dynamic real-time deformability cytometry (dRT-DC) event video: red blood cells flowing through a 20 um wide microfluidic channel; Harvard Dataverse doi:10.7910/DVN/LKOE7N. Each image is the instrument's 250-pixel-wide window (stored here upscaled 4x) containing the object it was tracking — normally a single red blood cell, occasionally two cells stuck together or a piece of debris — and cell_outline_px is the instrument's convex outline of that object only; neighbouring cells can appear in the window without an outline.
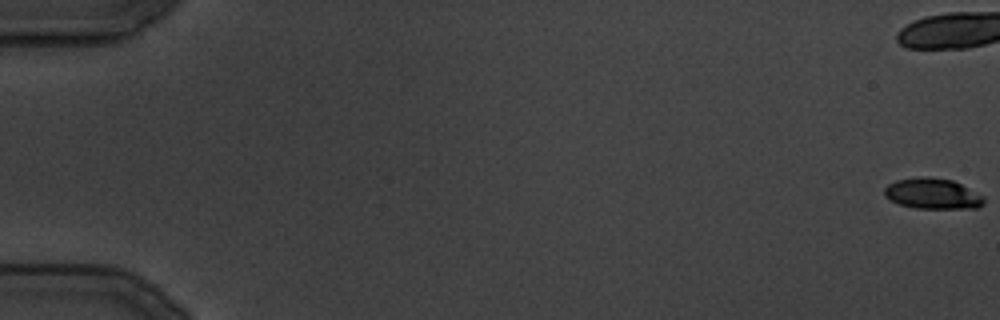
{"species": "common noctule bat (a hibernating species)", "species_latin": "Nyctalus noctula", "temperature_condition": "cold", "stored_images_in_passage": 104, "camera_frame_rate_fps": 3000, "um_per_image_px": 0.085, "animal": {"sex": "male", "body_mass_g": 19.5, "forearm_length_mm": 54.6}, "frame": {"image": 1, "passage_image": 1, "time_ms": 0.0, "image_size_px": [1000, 320], "cell_outline_px": [[984, 204], [976, 208], [916, 208], [900, 204], [884, 196], [884, 188], [888, 184], [896, 180], [920, 176], [928, 176], [952, 180], [984, 196]], "centroid_in_image_um": [79.26, 16.45], "position_along_channel_um": 5.7, "area_um2": 17.74}}